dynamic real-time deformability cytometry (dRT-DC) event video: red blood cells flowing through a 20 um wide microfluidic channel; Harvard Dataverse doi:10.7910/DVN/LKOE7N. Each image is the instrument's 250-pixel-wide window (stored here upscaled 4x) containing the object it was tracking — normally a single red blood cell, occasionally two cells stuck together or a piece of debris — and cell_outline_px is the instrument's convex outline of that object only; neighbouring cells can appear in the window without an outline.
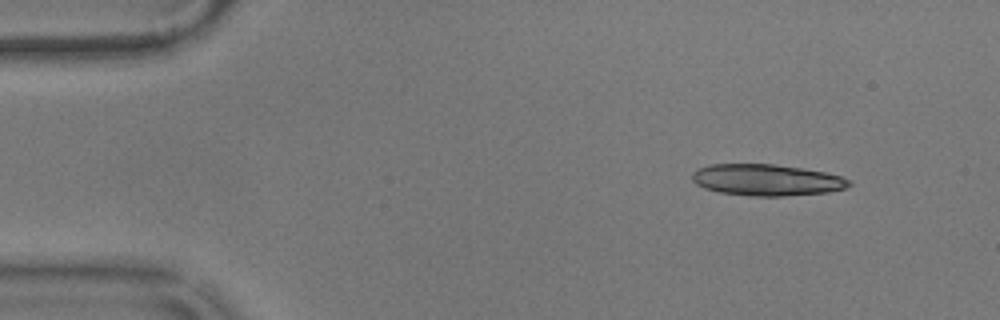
{"species": "common noctule bat (a hibernating species)", "species_latin": "Nyctalus noctula", "temperature_condition": "warm", "stored_images_in_passage": 51, "camera_frame_rate_fps": 3000, "um_per_image_px": 0.085, "animal": {"sex": "male", "body_mass_g": 17.9}, "frame": {"image": 1, "passage_image": 1, "time_ms": 0.0, "image_size_px": [1000, 320], "cell_outline_px": [[852, 184], [848, 188], [828, 192], [780, 196], [752, 196], [720, 192], [704, 188], [696, 184], [692, 180], [692, 172], [696, 168], [708, 164], [772, 164], [800, 168], [824, 172], [840, 176], [852, 180]], "centroid_in_image_um": [65.15, 15.29], "position_along_channel_um": 19.8, "area_um2": 28.84}}
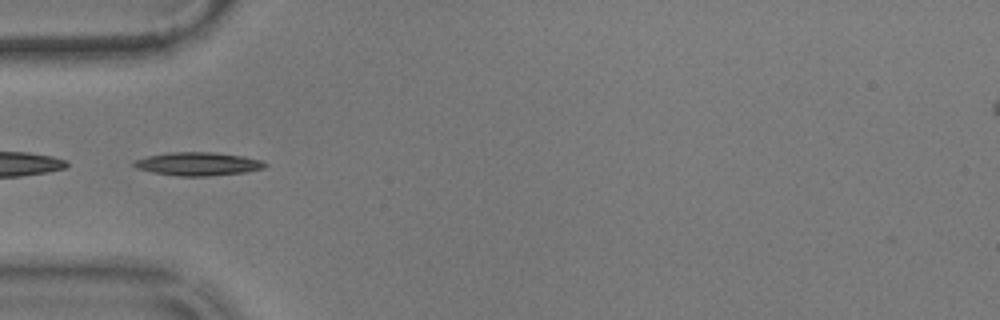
{"frame": {"image": 2, "passage_image": 13, "time_ms": 4.0, "image_size_px": [1000, 320], "cell_outline_px": [[268, 164], [264, 168], [244, 172], [208, 176], [180, 176], [156, 172], [136, 168], [132, 164], [136, 160], [148, 156], [168, 152], [212, 152], [244, 156], [264, 160]], "centroid_in_image_um": [16.89, 13.92], "position_along_channel_um": 68.1, "area_um2": 17.69}, "authors_computed_cell_mechanics": {"area_um2": 16.184, "velocity_mm_per_s": 3.577, "shape_relaxation_time_tau1_ms": 6.5953, "shape_relaxation_time_tau2_ms": 4.023, "deformation_change_tau1": 0.1819, "deformation_change_tau2": 0.1166}}